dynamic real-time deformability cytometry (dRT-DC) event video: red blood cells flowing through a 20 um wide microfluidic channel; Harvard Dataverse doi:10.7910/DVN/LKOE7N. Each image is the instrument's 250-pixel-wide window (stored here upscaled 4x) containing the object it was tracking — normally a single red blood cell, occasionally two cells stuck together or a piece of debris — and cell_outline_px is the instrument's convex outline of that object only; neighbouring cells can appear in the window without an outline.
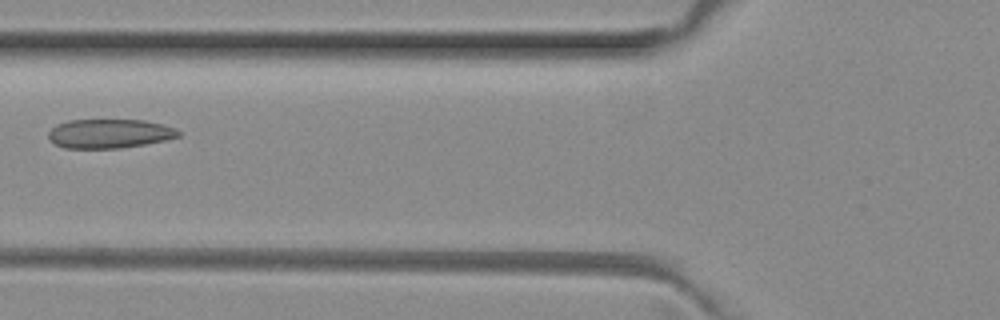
{"species": "common noctule bat (a hibernating species)", "species_latin": "Nyctalus noctula", "temperature_condition": "room temperature", "stored_images_in_passage": 6, "camera_frame_rate_fps": 3000, "um_per_image_px": 0.085, "animal": {"sex": "female", "body_mass_g": 29.2, "forearm_length_mm": 56.3}, "frame": {"image": 1, "passage_image": 6, "time_ms": 1.667, "image_size_px": [1000, 320], "cell_outline_px": [[180, 136], [164, 140], [144, 144], [120, 148], [64, 148], [48, 140], [48, 132], [56, 124], [68, 120], [144, 120], [164, 124], [176, 128], [180, 132]], "centroid_in_image_um": [9.29, 11.35], "position_along_channel_um": 116.5, "area_um2": 22.14}}